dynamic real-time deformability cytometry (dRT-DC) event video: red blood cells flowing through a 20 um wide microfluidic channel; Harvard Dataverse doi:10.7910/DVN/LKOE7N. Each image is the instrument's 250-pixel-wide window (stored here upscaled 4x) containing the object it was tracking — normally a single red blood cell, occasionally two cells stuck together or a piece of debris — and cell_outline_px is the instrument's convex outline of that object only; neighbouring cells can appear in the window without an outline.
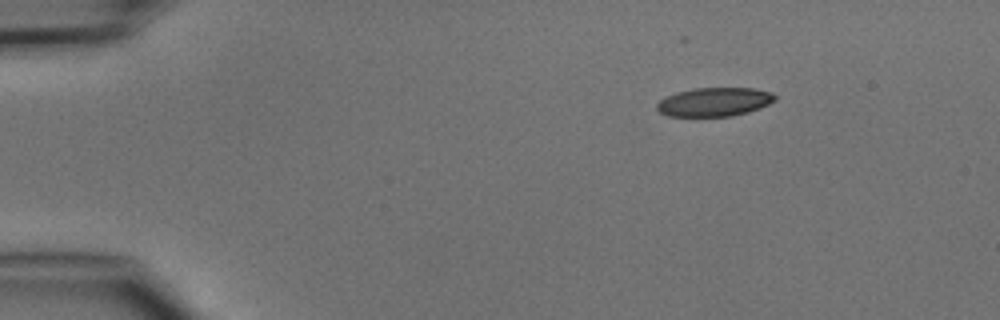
{"species": "common noctule bat (a hibernating species)", "species_latin": "Nyctalus noctula", "temperature_condition": "cold", "stored_images_in_passage": 3, "camera_frame_rate_fps": 3000, "um_per_image_px": 0.085, "animal": {"sex": "male", "body_mass_g": 15.6}, "frame": {"image": 1, "passage_image": 1, "time_ms": 0.0, "image_size_px": [1000, 320], "cell_outline_px": [[776, 100], [760, 108], [748, 112], [732, 116], [668, 116], [660, 112], [656, 108], [656, 104], [660, 100], [676, 92], [692, 88], [752, 88], [772, 92], [776, 96]], "centroid_in_image_um": [60.73, 8.66], "position_along_channel_um": 24.3, "area_um2": 19.83}}